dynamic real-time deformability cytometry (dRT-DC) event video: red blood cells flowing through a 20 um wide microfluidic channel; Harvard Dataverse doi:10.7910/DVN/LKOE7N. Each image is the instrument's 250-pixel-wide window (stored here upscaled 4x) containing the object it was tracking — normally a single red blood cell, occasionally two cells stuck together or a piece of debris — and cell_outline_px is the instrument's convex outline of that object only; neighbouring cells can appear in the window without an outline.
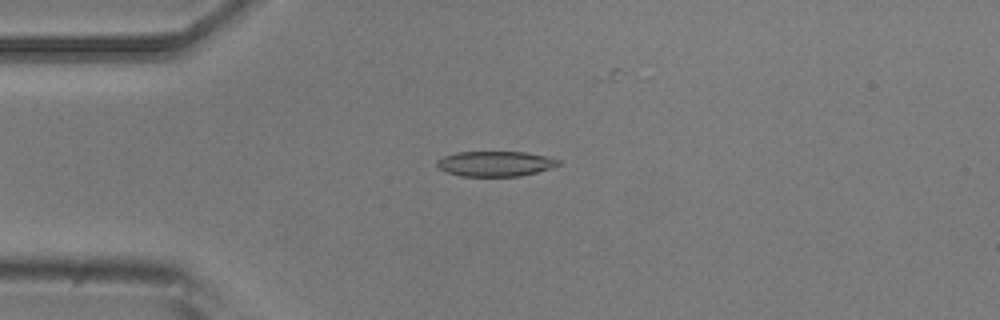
{"species": "common noctule bat (a hibernating species)", "species_latin": "Nyctalus noctula", "temperature_condition": "room temperature", "stored_images_in_passage": 20, "camera_frame_rate_fps": 3000, "um_per_image_px": 0.085, "animal": {"sex": "male", "body_mass_g": 20.5, "forearm_length_mm": 52.5}, "frame": {"image": 1, "passage_image": 10, "time_ms": 3.0, "image_size_px": [1000, 320], "cell_outline_px": [[560, 164], [536, 172], [520, 176], [460, 176], [448, 172], [440, 168], [436, 164], [436, 160], [444, 156], [456, 152], [524, 152], [544, 156], [560, 160]], "centroid_in_image_um": [42.06, 13.91], "position_along_channel_um": 42.9, "area_um2": 17.57}}
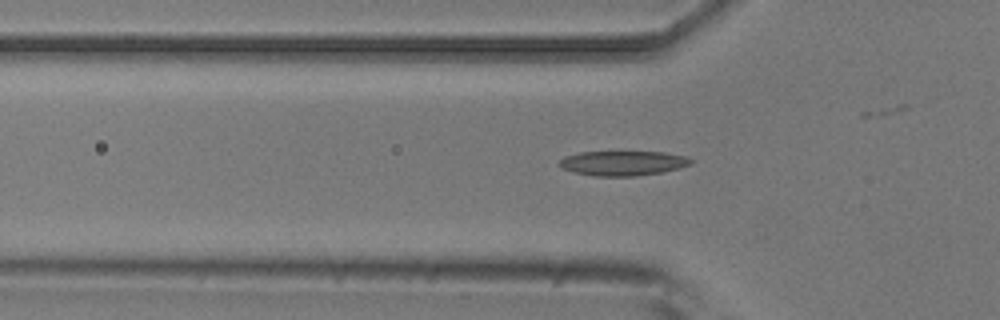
{"frame": {"image": 2, "passage_image": 14, "time_ms": 4.333, "image_size_px": [1000, 320], "cell_outline_px": [[692, 164], [664, 172], [636, 176], [592, 176], [572, 172], [560, 168], [556, 164], [564, 156], [580, 152], [664, 152], [688, 156], [692, 160]], "centroid_in_image_um": [52.91, 13.87], "position_along_channel_um": 72.9, "area_um2": 19.25}}
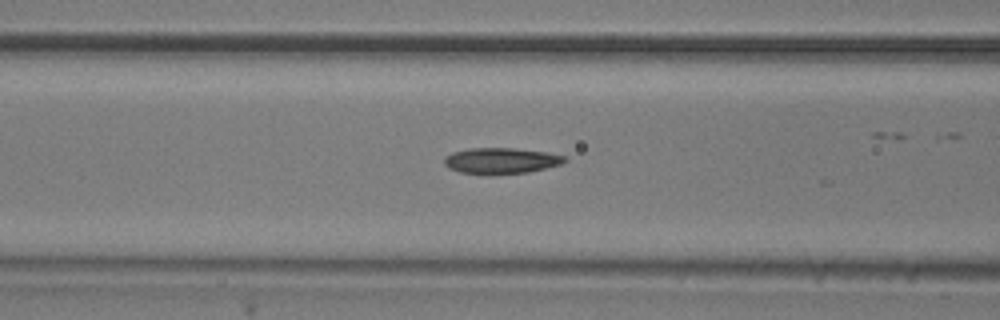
{"frame": {"image": 3, "passage_image": 18, "time_ms": 5.667, "image_size_px": [1000, 320], "cell_outline_px": [[568, 160], [560, 164], [528, 172], [492, 176], [488, 176], [460, 172], [448, 168], [444, 164], [444, 156], [452, 152], [468, 148], [512, 148], [548, 152], [568, 156]], "centroid_in_image_um": [42.57, 13.68], "position_along_channel_um": 124.0, "area_um2": 18.73}}